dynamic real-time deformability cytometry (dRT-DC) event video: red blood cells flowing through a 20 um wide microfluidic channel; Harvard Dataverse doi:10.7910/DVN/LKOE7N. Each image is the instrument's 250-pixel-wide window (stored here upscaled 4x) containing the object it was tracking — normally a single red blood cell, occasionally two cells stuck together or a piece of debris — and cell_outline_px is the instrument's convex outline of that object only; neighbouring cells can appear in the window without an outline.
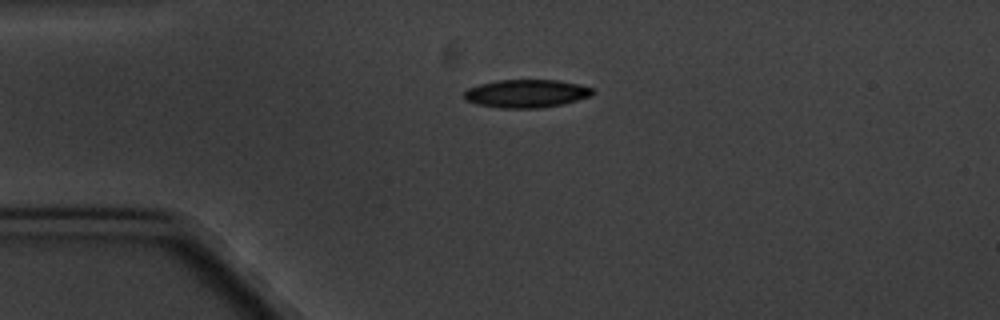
{"species": "common noctule bat (a hibernating species)", "species_latin": "Nyctalus noctula", "temperature_condition": "cold", "stored_images_in_passage": 3, "camera_frame_rate_fps": 3000, "um_per_image_px": 0.085, "animal": {"sex": "male", "body_mass_g": 20.1, "forearm_length_mm": 53.5}, "frame": {"image": 1, "passage_image": 1, "time_ms": 0.0, "image_size_px": [1000, 320], "cell_outline_px": [[596, 92], [592, 96], [564, 104], [540, 108], [500, 108], [476, 104], [464, 100], [464, 92], [468, 88], [480, 84], [496, 80], [556, 80], [580, 84], [596, 88]], "centroid_in_image_um": [44.79, 7.95], "position_along_channel_um": 40.2, "area_um2": 21.39}}